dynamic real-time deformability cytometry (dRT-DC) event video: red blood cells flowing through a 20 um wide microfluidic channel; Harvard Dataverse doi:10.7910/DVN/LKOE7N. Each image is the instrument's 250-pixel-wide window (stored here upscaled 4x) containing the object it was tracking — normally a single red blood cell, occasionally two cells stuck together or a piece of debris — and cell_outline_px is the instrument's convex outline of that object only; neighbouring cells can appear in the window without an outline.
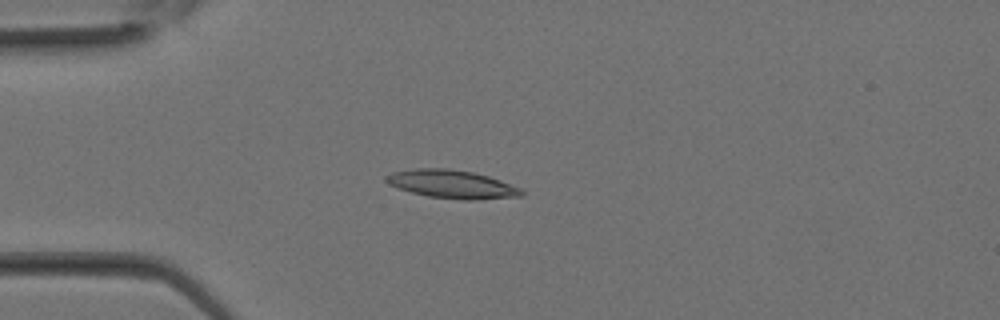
{"species": "Egyptian fruit bat (a non-hibernating species)", "species_latin": "Rousettus aegyptiacus", "temperature_condition": "room temperature", "stored_images_in_passage": 28, "camera_frame_rate_fps": 3000, "um_per_image_px": 0.085, "animal": {"sex": "female"}, "frame": {"image": 1, "passage_image": 5, "time_ms": 1.333, "image_size_px": [1000, 320], "cell_outline_px": [[524, 196], [476, 200], [464, 200], [428, 196], [412, 192], [388, 184], [384, 180], [384, 176], [392, 172], [416, 168], [448, 168], [472, 172], [488, 176], [500, 180], [520, 188], [524, 192]], "centroid_in_image_um": [38.42, 15.65], "position_along_channel_um": 46.6, "area_um2": 22.31}}
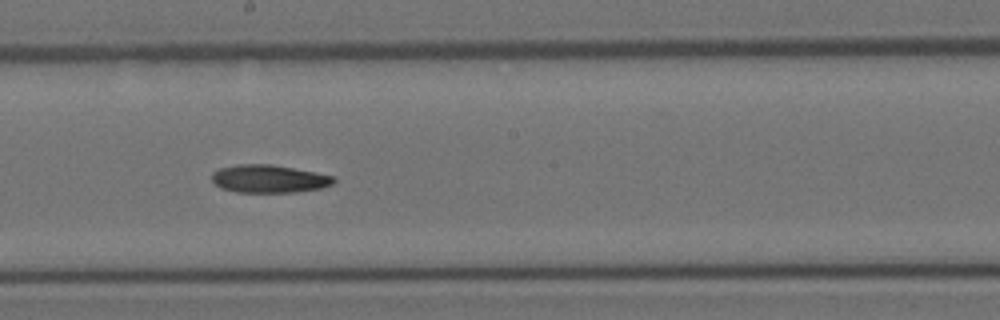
{"frame": {"image": 2, "passage_image": 14, "time_ms": 4.333, "image_size_px": [1000, 320], "cell_outline_px": [[336, 180], [332, 184], [320, 188], [296, 192], [236, 192], [220, 188], [212, 180], [212, 172], [220, 168], [240, 164], [272, 164], [316, 172], [336, 176]], "centroid_in_image_um": [22.88, 15.19], "position_along_channel_um": 225.3, "area_um2": 19.88}}
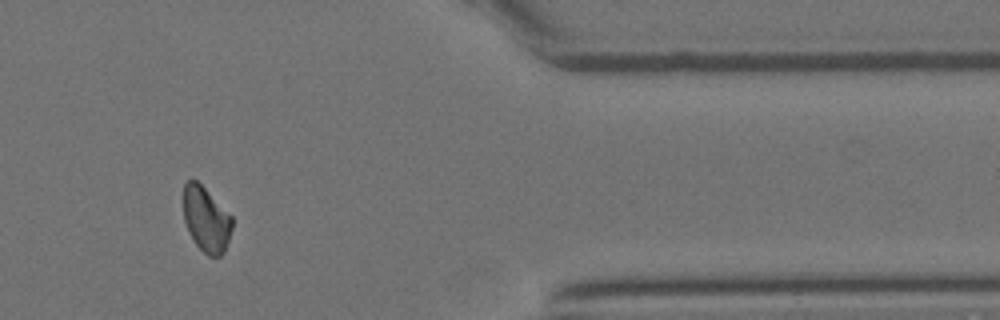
{"frame": {"image": 3, "passage_image": 23, "time_ms": 7.333, "image_size_px": [1000, 320], "cell_outline_px": [[232, 228], [224, 252], [220, 256], [208, 256], [192, 240], [188, 232], [184, 220], [184, 184], [188, 180], [196, 180], [232, 216]], "centroid_in_image_um": [17.51, 18.67], "position_along_channel_um": 393.9, "area_um2": 18.26}}